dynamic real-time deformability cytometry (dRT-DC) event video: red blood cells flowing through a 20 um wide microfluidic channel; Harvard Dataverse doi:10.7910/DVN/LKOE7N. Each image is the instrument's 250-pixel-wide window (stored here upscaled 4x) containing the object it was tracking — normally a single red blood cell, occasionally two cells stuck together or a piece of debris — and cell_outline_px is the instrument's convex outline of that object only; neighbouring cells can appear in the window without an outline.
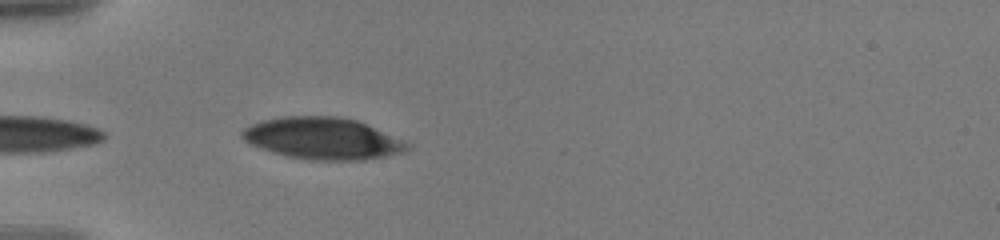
{"species": "human", "species_latin": "Homo sapiens", "temperature_condition": "warm", "stored_images_in_passage": 26, "camera_frame_rate_fps": 3000, "um_per_image_px": 0.085, "donor": {"sex": "male"}, "frame": {"image": 1, "passage_image": 1, "time_ms": 0.0, "image_size_px": [1000, 240], "cell_outline_px": [[412, 144], [408, 152], [388, 156], [364, 160], [312, 160], [288, 156], [272, 152], [260, 148], [244, 140], [240, 132], [244, 128], [252, 124], [264, 120], [280, 116], [336, 116], [356, 120]], "centroid_in_image_um": [27.46, 11.77], "position_along_channel_um": 57.5, "area_um2": 40.17}}
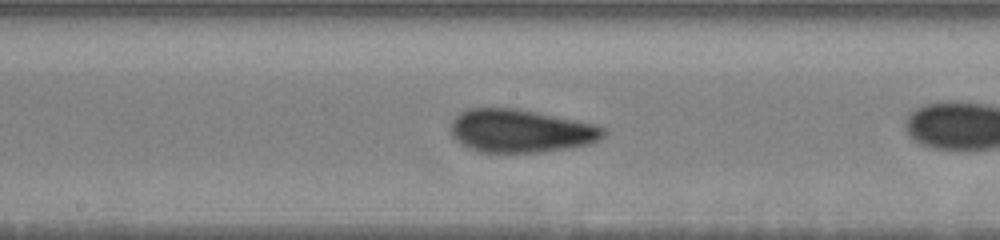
{"frame": {"image": 2, "passage_image": 11, "time_ms": 3.333, "image_size_px": [1000, 240], "cell_outline_px": [[608, 132], [604, 136], [588, 144], [572, 148], [540, 152], [480, 152], [464, 148], [452, 136], [452, 120], [464, 108], [516, 108], [596, 124], [604, 128]], "centroid_in_image_um": [44.24, 11.13], "position_along_channel_um": 204.0, "area_um2": 38.61}}
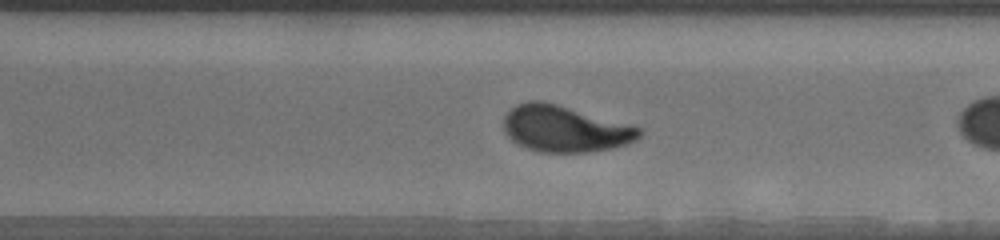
{"frame": {"image": 3, "passage_image": 21, "time_ms": 6.667, "image_size_px": [1000, 240], "cell_outline_px": [[644, 132], [636, 140], [628, 144], [612, 148], [588, 152], [540, 152], [516, 144], [508, 136], [504, 128], [504, 116], [516, 104], [528, 100], [540, 100], [556, 104], [628, 124], [640, 128]], "centroid_in_image_um": [48.0, 10.95], "position_along_channel_um": 322.6, "area_um2": 36.41}}